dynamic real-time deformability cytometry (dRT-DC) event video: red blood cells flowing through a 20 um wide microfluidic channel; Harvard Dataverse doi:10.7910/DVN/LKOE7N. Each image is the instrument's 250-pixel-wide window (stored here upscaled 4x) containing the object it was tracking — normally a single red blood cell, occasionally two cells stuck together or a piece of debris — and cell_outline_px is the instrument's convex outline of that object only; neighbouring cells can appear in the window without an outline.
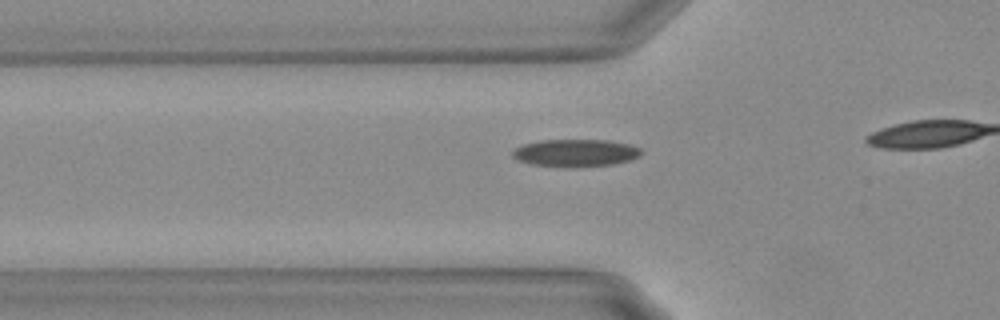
{"species": "Egyptian fruit bat (a non-hibernating species)", "species_latin": "Rousettus aegyptiacus", "temperature_condition": "warm", "stored_images_in_passage": 9, "camera_frame_rate_fps": 3000, "um_per_image_px": 0.085, "animal": {"sex": "female"}, "frame": {"image": 1, "passage_image": 3, "time_ms": 0.667, "image_size_px": [1000, 320], "cell_outline_px": [[644, 152], [640, 156], [628, 160], [612, 164], [572, 168], [564, 168], [532, 164], [520, 160], [512, 156], [512, 152], [516, 148], [524, 144], [540, 140], [608, 140], [628, 144], [640, 148]], "centroid_in_image_um": [48.94, 13.0], "position_along_channel_um": 76.9, "area_um2": 20.63}}